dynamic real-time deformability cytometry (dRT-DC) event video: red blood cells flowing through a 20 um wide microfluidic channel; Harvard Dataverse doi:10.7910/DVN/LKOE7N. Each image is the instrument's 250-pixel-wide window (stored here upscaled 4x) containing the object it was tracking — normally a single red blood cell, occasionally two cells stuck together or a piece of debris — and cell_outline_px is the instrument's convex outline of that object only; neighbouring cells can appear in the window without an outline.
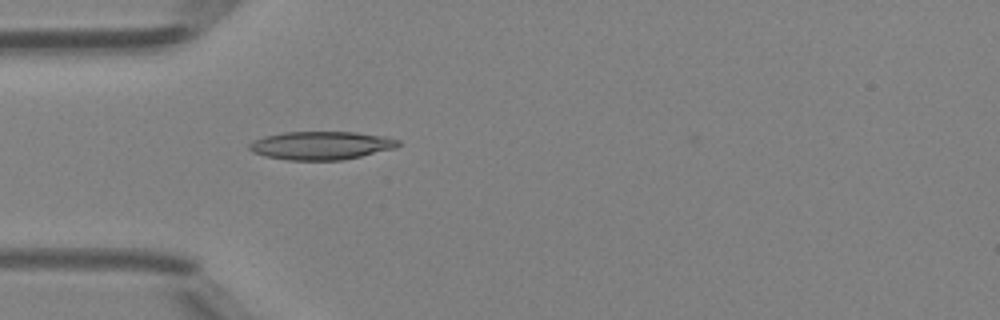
{"species": "Egyptian fruit bat (a non-hibernating species)", "species_latin": "Rousettus aegyptiacus", "temperature_condition": "room temperature", "stored_images_in_passage": 42, "camera_frame_rate_fps": 3000, "um_per_image_px": 0.085, "animal": {"sex": "female"}, "frame": {"image": 1, "passage_image": 8, "time_ms": 2.333, "image_size_px": [1000, 320], "cell_outline_px": [[400, 144], [396, 148], [360, 156], [340, 160], [288, 160], [264, 156], [252, 152], [248, 148], [248, 144], [252, 140], [264, 136], [284, 132], [356, 132], [384, 136], [400, 140]], "centroid_in_image_um": [27.26, 12.36], "position_along_channel_um": 57.7, "area_um2": 24.62}}
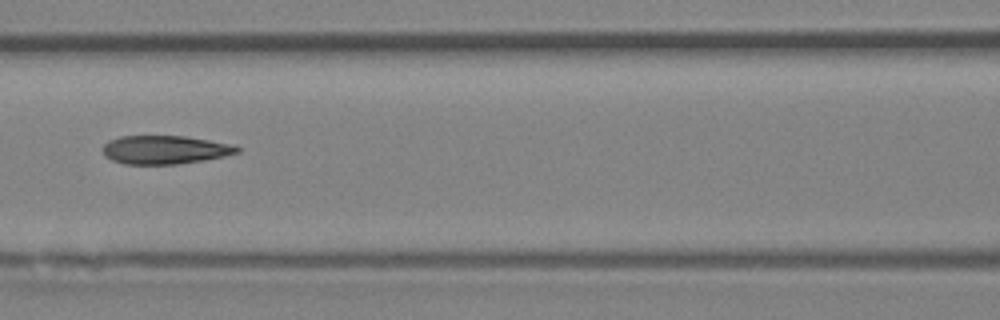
{"frame": {"image": 2, "passage_image": 15, "time_ms": 4.667, "image_size_px": [1000, 320], "cell_outline_px": [[240, 152], [224, 156], [176, 164], [124, 164], [112, 160], [104, 156], [104, 144], [108, 140], [120, 136], [184, 136], [232, 144], [240, 148]], "centroid_in_image_um": [13.99, 12.72], "position_along_channel_um": 152.6, "area_um2": 22.14}}
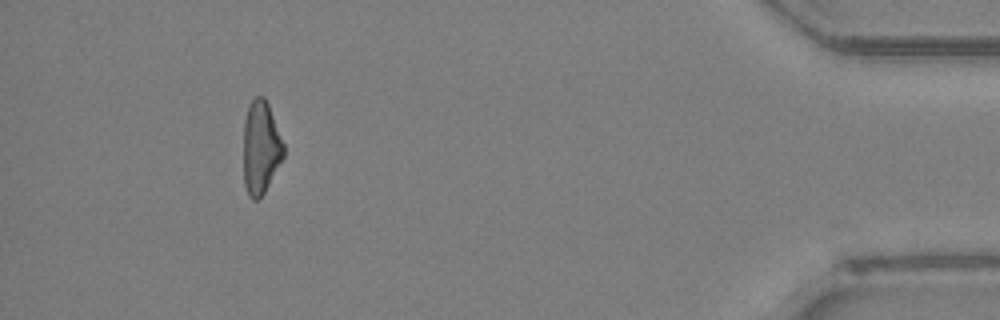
{"frame": {"image": 3, "passage_image": 38, "time_ms": 12.333, "image_size_px": [1000, 320], "cell_outline_px": [[284, 156], [264, 192], [256, 200], [252, 200], [248, 196], [244, 184], [244, 120], [248, 104], [256, 96], [264, 96], [268, 104], [284, 144]], "centroid_in_image_um": [22.15, 12.52], "position_along_channel_um": 413.0, "area_um2": 21.68}, "authors_computed_cell_mechanics": {"area_um2": 22.7443, "velocity_mm_per_s": 4.2533, "shape_relaxation_time_tau1_ms": null, "shape_relaxation_time_tau2_ms": 3.0304, "deformation_change_tau1": null, "deformation_change_tau2": 0.1075}}